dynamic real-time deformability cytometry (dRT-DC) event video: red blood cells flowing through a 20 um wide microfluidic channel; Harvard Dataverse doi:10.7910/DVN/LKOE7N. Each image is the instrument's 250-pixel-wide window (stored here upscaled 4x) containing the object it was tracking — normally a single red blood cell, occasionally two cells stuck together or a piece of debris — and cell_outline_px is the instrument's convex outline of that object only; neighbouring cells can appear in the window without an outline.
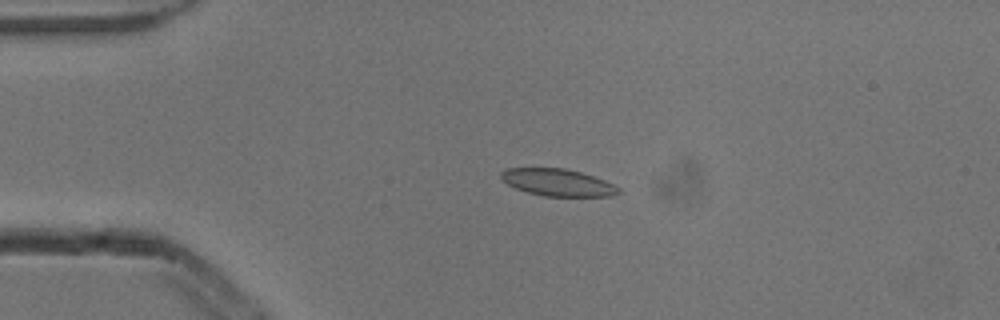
{"species": "common noctule bat (a hibernating species)", "species_latin": "Nyctalus noctula", "temperature_condition": "cold", "stored_images_in_passage": 4, "camera_frame_rate_fps": 3000, "um_per_image_px": 0.085, "animal": {"sex": "male", "body_mass_g": 13.3}, "frame": {"image": 1, "passage_image": 3, "time_ms": 0.667, "image_size_px": [1000, 320], "cell_outline_px": [[620, 192], [612, 196], [544, 196], [528, 192], [516, 188], [508, 184], [500, 176], [500, 172], [508, 168], [564, 168], [580, 172], [604, 180], [620, 188]], "centroid_in_image_um": [47.41, 15.51], "position_along_channel_um": 37.6, "area_um2": 18.32}}